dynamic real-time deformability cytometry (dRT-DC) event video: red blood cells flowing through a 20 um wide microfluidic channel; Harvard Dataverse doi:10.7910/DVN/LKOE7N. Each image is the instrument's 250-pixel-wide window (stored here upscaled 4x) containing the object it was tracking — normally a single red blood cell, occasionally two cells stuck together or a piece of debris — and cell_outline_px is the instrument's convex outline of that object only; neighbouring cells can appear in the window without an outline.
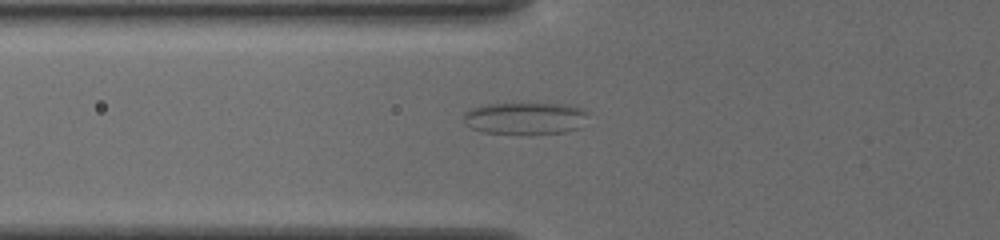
{"species": "common noctule bat (a hibernating species)", "species_latin": "Nyctalus noctula", "temperature_condition": "cold", "stored_images_in_passage": 35, "camera_frame_rate_fps": 3000, "um_per_image_px": 0.085, "animal": {"sex": "female", "body_mass_g": 19.5, "forearm_length_mm": 54.1}, "frame": {"image": 1, "passage_image": 2, "time_ms": 0.333, "image_size_px": [1000, 240], "cell_outline_px": [[588, 112], [580, 128], [564, 132], [528, 136], [484, 132], [472, 128], [464, 120], [464, 112], [472, 108], [488, 104], [564, 104], [584, 108]], "centroid_in_image_um": [44.67, 10.09], "position_along_channel_um": 81.1, "area_um2": 23.64}}
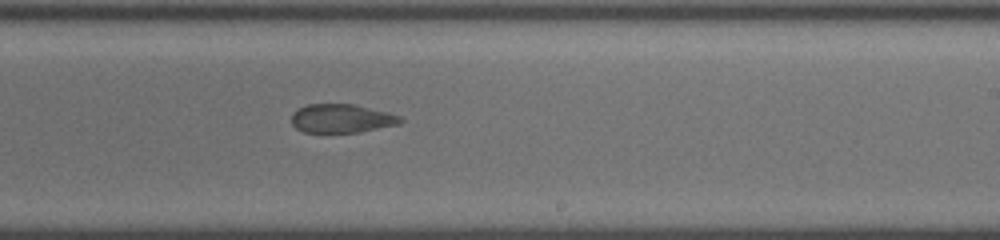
{"frame": {"image": 2, "passage_image": 16, "time_ms": 5.0, "image_size_px": [1000, 240], "cell_outline_px": [[404, 120], [400, 124], [360, 132], [304, 132], [296, 128], [292, 124], [292, 112], [308, 104], [356, 104], [388, 112], [400, 116]], "centroid_in_image_um": [29.06, 10.06], "position_along_channel_um": 259.9, "area_um2": 18.26}}
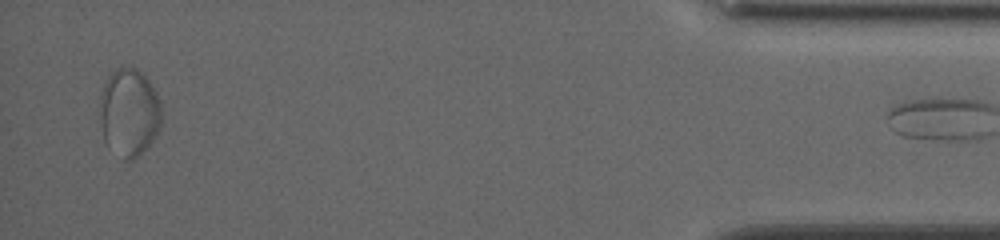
{"frame": {"image": 3, "passage_image": 34, "time_ms": 11.0, "image_size_px": [1000, 240], "cell_outline_px": [[160, 128], [152, 140], [132, 160], [124, 160], [104, 140], [100, 120], [100, 96], [104, 84], [108, 76], [116, 68], [136, 68], [148, 80], [156, 92], [160, 100]], "centroid_in_image_um": [10.96, 9.53], "position_along_channel_um": 424.2, "area_um2": 31.04}}